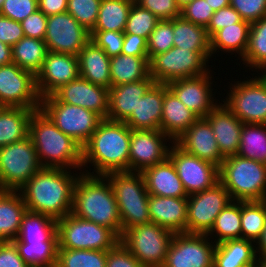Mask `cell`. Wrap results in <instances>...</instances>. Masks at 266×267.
Wrapping results in <instances>:
<instances>
[{"mask_svg":"<svg viewBox=\"0 0 266 267\" xmlns=\"http://www.w3.org/2000/svg\"><path fill=\"white\" fill-rule=\"evenodd\" d=\"M29 267H56L58 241L13 242Z\"/></svg>","mask_w":266,"mask_h":267,"instance_id":"obj_41","label":"cell"},{"mask_svg":"<svg viewBox=\"0 0 266 267\" xmlns=\"http://www.w3.org/2000/svg\"><path fill=\"white\" fill-rule=\"evenodd\" d=\"M173 19L160 20L147 40V50L149 60L157 54L171 49L173 44Z\"/></svg>","mask_w":266,"mask_h":267,"instance_id":"obj_46","label":"cell"},{"mask_svg":"<svg viewBox=\"0 0 266 267\" xmlns=\"http://www.w3.org/2000/svg\"><path fill=\"white\" fill-rule=\"evenodd\" d=\"M68 0H38V10L46 16L67 11Z\"/></svg>","mask_w":266,"mask_h":267,"instance_id":"obj_59","label":"cell"},{"mask_svg":"<svg viewBox=\"0 0 266 267\" xmlns=\"http://www.w3.org/2000/svg\"><path fill=\"white\" fill-rule=\"evenodd\" d=\"M58 248L109 251L120 238L109 228L74 216L57 220Z\"/></svg>","mask_w":266,"mask_h":267,"instance_id":"obj_9","label":"cell"},{"mask_svg":"<svg viewBox=\"0 0 266 267\" xmlns=\"http://www.w3.org/2000/svg\"><path fill=\"white\" fill-rule=\"evenodd\" d=\"M102 0H68L67 12L89 32L94 28Z\"/></svg>","mask_w":266,"mask_h":267,"instance_id":"obj_47","label":"cell"},{"mask_svg":"<svg viewBox=\"0 0 266 267\" xmlns=\"http://www.w3.org/2000/svg\"><path fill=\"white\" fill-rule=\"evenodd\" d=\"M80 77L89 82L111 88L110 58L93 41H89L79 52Z\"/></svg>","mask_w":266,"mask_h":267,"instance_id":"obj_31","label":"cell"},{"mask_svg":"<svg viewBox=\"0 0 266 267\" xmlns=\"http://www.w3.org/2000/svg\"><path fill=\"white\" fill-rule=\"evenodd\" d=\"M240 64L243 65L242 70L247 69L249 73L250 70L260 73L266 68V17L250 24L244 57L236 62V65Z\"/></svg>","mask_w":266,"mask_h":267,"instance_id":"obj_36","label":"cell"},{"mask_svg":"<svg viewBox=\"0 0 266 267\" xmlns=\"http://www.w3.org/2000/svg\"><path fill=\"white\" fill-rule=\"evenodd\" d=\"M198 118L164 84L161 131L175 142Z\"/></svg>","mask_w":266,"mask_h":267,"instance_id":"obj_28","label":"cell"},{"mask_svg":"<svg viewBox=\"0 0 266 267\" xmlns=\"http://www.w3.org/2000/svg\"><path fill=\"white\" fill-rule=\"evenodd\" d=\"M107 251L58 248L56 267H106Z\"/></svg>","mask_w":266,"mask_h":267,"instance_id":"obj_44","label":"cell"},{"mask_svg":"<svg viewBox=\"0 0 266 267\" xmlns=\"http://www.w3.org/2000/svg\"><path fill=\"white\" fill-rule=\"evenodd\" d=\"M79 76L78 56L48 51L40 72L35 76L37 93L40 98L50 96Z\"/></svg>","mask_w":266,"mask_h":267,"instance_id":"obj_20","label":"cell"},{"mask_svg":"<svg viewBox=\"0 0 266 267\" xmlns=\"http://www.w3.org/2000/svg\"><path fill=\"white\" fill-rule=\"evenodd\" d=\"M155 83L152 78L125 83L109 89V111L107 119L125 122L136 109V105L147 90Z\"/></svg>","mask_w":266,"mask_h":267,"instance_id":"obj_26","label":"cell"},{"mask_svg":"<svg viewBox=\"0 0 266 267\" xmlns=\"http://www.w3.org/2000/svg\"><path fill=\"white\" fill-rule=\"evenodd\" d=\"M212 72L211 69L201 76L177 79L167 84L178 99L199 118H205L221 101L215 97L218 92L217 88H213L217 87L213 74H217Z\"/></svg>","mask_w":266,"mask_h":267,"instance_id":"obj_17","label":"cell"},{"mask_svg":"<svg viewBox=\"0 0 266 267\" xmlns=\"http://www.w3.org/2000/svg\"><path fill=\"white\" fill-rule=\"evenodd\" d=\"M205 118L212 126L221 155L224 158L237 155L243 129L242 121L222 101Z\"/></svg>","mask_w":266,"mask_h":267,"instance_id":"obj_23","label":"cell"},{"mask_svg":"<svg viewBox=\"0 0 266 267\" xmlns=\"http://www.w3.org/2000/svg\"><path fill=\"white\" fill-rule=\"evenodd\" d=\"M25 37L44 40L46 35L47 16L37 10L21 21Z\"/></svg>","mask_w":266,"mask_h":267,"instance_id":"obj_55","label":"cell"},{"mask_svg":"<svg viewBox=\"0 0 266 267\" xmlns=\"http://www.w3.org/2000/svg\"><path fill=\"white\" fill-rule=\"evenodd\" d=\"M135 0H102L96 25L91 31L124 32L126 22Z\"/></svg>","mask_w":266,"mask_h":267,"instance_id":"obj_40","label":"cell"},{"mask_svg":"<svg viewBox=\"0 0 266 267\" xmlns=\"http://www.w3.org/2000/svg\"><path fill=\"white\" fill-rule=\"evenodd\" d=\"M47 52L44 40L24 36L12 46L13 63L36 76L43 66Z\"/></svg>","mask_w":266,"mask_h":267,"instance_id":"obj_37","label":"cell"},{"mask_svg":"<svg viewBox=\"0 0 266 267\" xmlns=\"http://www.w3.org/2000/svg\"><path fill=\"white\" fill-rule=\"evenodd\" d=\"M121 54L148 57L147 39L134 34H124Z\"/></svg>","mask_w":266,"mask_h":267,"instance_id":"obj_58","label":"cell"},{"mask_svg":"<svg viewBox=\"0 0 266 267\" xmlns=\"http://www.w3.org/2000/svg\"><path fill=\"white\" fill-rule=\"evenodd\" d=\"M259 74V75H258ZM243 79L233 81L228 85L224 105L237 116L242 123L266 124V79L260 73H250ZM242 80V81H241Z\"/></svg>","mask_w":266,"mask_h":267,"instance_id":"obj_8","label":"cell"},{"mask_svg":"<svg viewBox=\"0 0 266 267\" xmlns=\"http://www.w3.org/2000/svg\"><path fill=\"white\" fill-rule=\"evenodd\" d=\"M172 144L161 130H131L129 171L142 172L164 162Z\"/></svg>","mask_w":266,"mask_h":267,"instance_id":"obj_19","label":"cell"},{"mask_svg":"<svg viewBox=\"0 0 266 267\" xmlns=\"http://www.w3.org/2000/svg\"><path fill=\"white\" fill-rule=\"evenodd\" d=\"M25 36L21 22L0 15V41L10 46L15 45Z\"/></svg>","mask_w":266,"mask_h":267,"instance_id":"obj_56","label":"cell"},{"mask_svg":"<svg viewBox=\"0 0 266 267\" xmlns=\"http://www.w3.org/2000/svg\"><path fill=\"white\" fill-rule=\"evenodd\" d=\"M187 195L212 188L219 182V167L186 153L174 142L168 153Z\"/></svg>","mask_w":266,"mask_h":267,"instance_id":"obj_16","label":"cell"},{"mask_svg":"<svg viewBox=\"0 0 266 267\" xmlns=\"http://www.w3.org/2000/svg\"><path fill=\"white\" fill-rule=\"evenodd\" d=\"M81 173V170L42 167L18 191L28 211L58 220L72 212L73 190Z\"/></svg>","mask_w":266,"mask_h":267,"instance_id":"obj_2","label":"cell"},{"mask_svg":"<svg viewBox=\"0 0 266 267\" xmlns=\"http://www.w3.org/2000/svg\"><path fill=\"white\" fill-rule=\"evenodd\" d=\"M214 10L206 0H193L181 9V16L194 24L207 27Z\"/></svg>","mask_w":266,"mask_h":267,"instance_id":"obj_50","label":"cell"},{"mask_svg":"<svg viewBox=\"0 0 266 267\" xmlns=\"http://www.w3.org/2000/svg\"><path fill=\"white\" fill-rule=\"evenodd\" d=\"M3 3H4V0H0V11L2 10Z\"/></svg>","mask_w":266,"mask_h":267,"instance_id":"obj_66","label":"cell"},{"mask_svg":"<svg viewBox=\"0 0 266 267\" xmlns=\"http://www.w3.org/2000/svg\"><path fill=\"white\" fill-rule=\"evenodd\" d=\"M35 111L23 107H0V147L29 137V122Z\"/></svg>","mask_w":266,"mask_h":267,"instance_id":"obj_33","label":"cell"},{"mask_svg":"<svg viewBox=\"0 0 266 267\" xmlns=\"http://www.w3.org/2000/svg\"><path fill=\"white\" fill-rule=\"evenodd\" d=\"M259 267H266V261H260Z\"/></svg>","mask_w":266,"mask_h":267,"instance_id":"obj_64","label":"cell"},{"mask_svg":"<svg viewBox=\"0 0 266 267\" xmlns=\"http://www.w3.org/2000/svg\"><path fill=\"white\" fill-rule=\"evenodd\" d=\"M249 30L250 23L242 20L239 23L226 26L216 31L210 37L211 58L218 61L219 59L216 58L217 53V57L219 54L223 56V54L225 55L228 53V56L232 54H235V57L238 56L235 61L241 60L247 48Z\"/></svg>","mask_w":266,"mask_h":267,"instance_id":"obj_30","label":"cell"},{"mask_svg":"<svg viewBox=\"0 0 266 267\" xmlns=\"http://www.w3.org/2000/svg\"><path fill=\"white\" fill-rule=\"evenodd\" d=\"M219 182L229 192L232 201L266 200V165L233 155L219 167Z\"/></svg>","mask_w":266,"mask_h":267,"instance_id":"obj_5","label":"cell"},{"mask_svg":"<svg viewBox=\"0 0 266 267\" xmlns=\"http://www.w3.org/2000/svg\"><path fill=\"white\" fill-rule=\"evenodd\" d=\"M74 216L111 229L119 238L122 225L112 186L105 176L81 173L73 190Z\"/></svg>","mask_w":266,"mask_h":267,"instance_id":"obj_3","label":"cell"},{"mask_svg":"<svg viewBox=\"0 0 266 267\" xmlns=\"http://www.w3.org/2000/svg\"><path fill=\"white\" fill-rule=\"evenodd\" d=\"M52 95L60 102L91 110L103 119L108 117L109 89L80 76L58 88Z\"/></svg>","mask_w":266,"mask_h":267,"instance_id":"obj_21","label":"cell"},{"mask_svg":"<svg viewBox=\"0 0 266 267\" xmlns=\"http://www.w3.org/2000/svg\"><path fill=\"white\" fill-rule=\"evenodd\" d=\"M193 0H176V3L178 5V7L180 9H182L183 7H185L187 4H189L190 2H192Z\"/></svg>","mask_w":266,"mask_h":267,"instance_id":"obj_63","label":"cell"},{"mask_svg":"<svg viewBox=\"0 0 266 267\" xmlns=\"http://www.w3.org/2000/svg\"><path fill=\"white\" fill-rule=\"evenodd\" d=\"M255 245L259 261H266V226Z\"/></svg>","mask_w":266,"mask_h":267,"instance_id":"obj_61","label":"cell"},{"mask_svg":"<svg viewBox=\"0 0 266 267\" xmlns=\"http://www.w3.org/2000/svg\"><path fill=\"white\" fill-rule=\"evenodd\" d=\"M174 233L154 222L127 229L120 241L143 267H163Z\"/></svg>","mask_w":266,"mask_h":267,"instance_id":"obj_10","label":"cell"},{"mask_svg":"<svg viewBox=\"0 0 266 267\" xmlns=\"http://www.w3.org/2000/svg\"><path fill=\"white\" fill-rule=\"evenodd\" d=\"M38 10V0H4L0 15L21 22Z\"/></svg>","mask_w":266,"mask_h":267,"instance_id":"obj_49","label":"cell"},{"mask_svg":"<svg viewBox=\"0 0 266 267\" xmlns=\"http://www.w3.org/2000/svg\"><path fill=\"white\" fill-rule=\"evenodd\" d=\"M148 209L151 222L176 233H186L187 198L150 195Z\"/></svg>","mask_w":266,"mask_h":267,"instance_id":"obj_24","label":"cell"},{"mask_svg":"<svg viewBox=\"0 0 266 267\" xmlns=\"http://www.w3.org/2000/svg\"><path fill=\"white\" fill-rule=\"evenodd\" d=\"M159 21L157 16L134 1L131 5L124 34H134L148 40Z\"/></svg>","mask_w":266,"mask_h":267,"instance_id":"obj_45","label":"cell"},{"mask_svg":"<svg viewBox=\"0 0 266 267\" xmlns=\"http://www.w3.org/2000/svg\"><path fill=\"white\" fill-rule=\"evenodd\" d=\"M237 155L266 165V124L243 123Z\"/></svg>","mask_w":266,"mask_h":267,"instance_id":"obj_42","label":"cell"},{"mask_svg":"<svg viewBox=\"0 0 266 267\" xmlns=\"http://www.w3.org/2000/svg\"><path fill=\"white\" fill-rule=\"evenodd\" d=\"M215 246L206 234L176 233L163 267H213Z\"/></svg>","mask_w":266,"mask_h":267,"instance_id":"obj_15","label":"cell"},{"mask_svg":"<svg viewBox=\"0 0 266 267\" xmlns=\"http://www.w3.org/2000/svg\"><path fill=\"white\" fill-rule=\"evenodd\" d=\"M27 207L19 191L0 190V242L18 237Z\"/></svg>","mask_w":266,"mask_h":267,"instance_id":"obj_32","label":"cell"},{"mask_svg":"<svg viewBox=\"0 0 266 267\" xmlns=\"http://www.w3.org/2000/svg\"><path fill=\"white\" fill-rule=\"evenodd\" d=\"M90 40L108 55L109 58L122 52L124 32L118 31H90Z\"/></svg>","mask_w":266,"mask_h":267,"instance_id":"obj_48","label":"cell"},{"mask_svg":"<svg viewBox=\"0 0 266 267\" xmlns=\"http://www.w3.org/2000/svg\"><path fill=\"white\" fill-rule=\"evenodd\" d=\"M231 201L229 192L220 182L210 189L188 195L186 233L207 234L218 214Z\"/></svg>","mask_w":266,"mask_h":267,"instance_id":"obj_13","label":"cell"},{"mask_svg":"<svg viewBox=\"0 0 266 267\" xmlns=\"http://www.w3.org/2000/svg\"><path fill=\"white\" fill-rule=\"evenodd\" d=\"M215 244L241 238V201H231L216 217L206 234Z\"/></svg>","mask_w":266,"mask_h":267,"instance_id":"obj_39","label":"cell"},{"mask_svg":"<svg viewBox=\"0 0 266 267\" xmlns=\"http://www.w3.org/2000/svg\"><path fill=\"white\" fill-rule=\"evenodd\" d=\"M90 41V32L67 11L47 16L44 42L48 51L78 56Z\"/></svg>","mask_w":266,"mask_h":267,"instance_id":"obj_18","label":"cell"},{"mask_svg":"<svg viewBox=\"0 0 266 267\" xmlns=\"http://www.w3.org/2000/svg\"><path fill=\"white\" fill-rule=\"evenodd\" d=\"M131 130L125 122L103 119L82 146V173L105 176L129 171Z\"/></svg>","mask_w":266,"mask_h":267,"instance_id":"obj_1","label":"cell"},{"mask_svg":"<svg viewBox=\"0 0 266 267\" xmlns=\"http://www.w3.org/2000/svg\"><path fill=\"white\" fill-rule=\"evenodd\" d=\"M29 137L42 167L82 171V146L59 130L41 109L31 117Z\"/></svg>","mask_w":266,"mask_h":267,"instance_id":"obj_4","label":"cell"},{"mask_svg":"<svg viewBox=\"0 0 266 267\" xmlns=\"http://www.w3.org/2000/svg\"><path fill=\"white\" fill-rule=\"evenodd\" d=\"M208 63H213L211 51H191L173 46L149 60V74L155 83L168 84L208 73L213 67Z\"/></svg>","mask_w":266,"mask_h":267,"instance_id":"obj_7","label":"cell"},{"mask_svg":"<svg viewBox=\"0 0 266 267\" xmlns=\"http://www.w3.org/2000/svg\"><path fill=\"white\" fill-rule=\"evenodd\" d=\"M206 2L212 7L214 12L230 6V0H206Z\"/></svg>","mask_w":266,"mask_h":267,"instance_id":"obj_62","label":"cell"},{"mask_svg":"<svg viewBox=\"0 0 266 267\" xmlns=\"http://www.w3.org/2000/svg\"><path fill=\"white\" fill-rule=\"evenodd\" d=\"M13 62L12 46L0 41V66Z\"/></svg>","mask_w":266,"mask_h":267,"instance_id":"obj_60","label":"cell"},{"mask_svg":"<svg viewBox=\"0 0 266 267\" xmlns=\"http://www.w3.org/2000/svg\"><path fill=\"white\" fill-rule=\"evenodd\" d=\"M110 182L122 225V234L133 226L151 222L148 209L149 193L141 172L120 171L105 175Z\"/></svg>","mask_w":266,"mask_h":267,"instance_id":"obj_6","label":"cell"},{"mask_svg":"<svg viewBox=\"0 0 266 267\" xmlns=\"http://www.w3.org/2000/svg\"><path fill=\"white\" fill-rule=\"evenodd\" d=\"M266 226V200L241 201V238L257 242Z\"/></svg>","mask_w":266,"mask_h":267,"instance_id":"obj_43","label":"cell"},{"mask_svg":"<svg viewBox=\"0 0 266 267\" xmlns=\"http://www.w3.org/2000/svg\"><path fill=\"white\" fill-rule=\"evenodd\" d=\"M164 84L154 83L140 97L136 109L125 123L132 130H161Z\"/></svg>","mask_w":266,"mask_h":267,"instance_id":"obj_25","label":"cell"},{"mask_svg":"<svg viewBox=\"0 0 266 267\" xmlns=\"http://www.w3.org/2000/svg\"><path fill=\"white\" fill-rule=\"evenodd\" d=\"M255 242L229 239L216 244L213 267H259Z\"/></svg>","mask_w":266,"mask_h":267,"instance_id":"obj_29","label":"cell"},{"mask_svg":"<svg viewBox=\"0 0 266 267\" xmlns=\"http://www.w3.org/2000/svg\"><path fill=\"white\" fill-rule=\"evenodd\" d=\"M141 173L150 195L176 198L188 197L176 168L169 158L162 163L144 169Z\"/></svg>","mask_w":266,"mask_h":267,"instance_id":"obj_27","label":"cell"},{"mask_svg":"<svg viewBox=\"0 0 266 267\" xmlns=\"http://www.w3.org/2000/svg\"><path fill=\"white\" fill-rule=\"evenodd\" d=\"M111 87L151 78L149 58L119 54L110 58Z\"/></svg>","mask_w":266,"mask_h":267,"instance_id":"obj_34","label":"cell"},{"mask_svg":"<svg viewBox=\"0 0 266 267\" xmlns=\"http://www.w3.org/2000/svg\"><path fill=\"white\" fill-rule=\"evenodd\" d=\"M173 36L176 47L191 51H211L206 28L185 20L182 16L173 19Z\"/></svg>","mask_w":266,"mask_h":267,"instance_id":"obj_38","label":"cell"},{"mask_svg":"<svg viewBox=\"0 0 266 267\" xmlns=\"http://www.w3.org/2000/svg\"><path fill=\"white\" fill-rule=\"evenodd\" d=\"M144 9L149 10L160 20H172L181 16L176 0H135Z\"/></svg>","mask_w":266,"mask_h":267,"instance_id":"obj_52","label":"cell"},{"mask_svg":"<svg viewBox=\"0 0 266 267\" xmlns=\"http://www.w3.org/2000/svg\"><path fill=\"white\" fill-rule=\"evenodd\" d=\"M0 267H29L12 241L0 242Z\"/></svg>","mask_w":266,"mask_h":267,"instance_id":"obj_57","label":"cell"},{"mask_svg":"<svg viewBox=\"0 0 266 267\" xmlns=\"http://www.w3.org/2000/svg\"><path fill=\"white\" fill-rule=\"evenodd\" d=\"M36 77L15 63L0 66V107L40 109Z\"/></svg>","mask_w":266,"mask_h":267,"instance_id":"obj_14","label":"cell"},{"mask_svg":"<svg viewBox=\"0 0 266 267\" xmlns=\"http://www.w3.org/2000/svg\"><path fill=\"white\" fill-rule=\"evenodd\" d=\"M106 267H143L133 254L119 241L107 251Z\"/></svg>","mask_w":266,"mask_h":267,"instance_id":"obj_53","label":"cell"},{"mask_svg":"<svg viewBox=\"0 0 266 267\" xmlns=\"http://www.w3.org/2000/svg\"><path fill=\"white\" fill-rule=\"evenodd\" d=\"M260 74L266 79V68Z\"/></svg>","mask_w":266,"mask_h":267,"instance_id":"obj_65","label":"cell"},{"mask_svg":"<svg viewBox=\"0 0 266 267\" xmlns=\"http://www.w3.org/2000/svg\"><path fill=\"white\" fill-rule=\"evenodd\" d=\"M40 109L65 135L83 146L92 136L103 118L81 106L66 104L53 95L41 98Z\"/></svg>","mask_w":266,"mask_h":267,"instance_id":"obj_12","label":"cell"},{"mask_svg":"<svg viewBox=\"0 0 266 267\" xmlns=\"http://www.w3.org/2000/svg\"><path fill=\"white\" fill-rule=\"evenodd\" d=\"M41 168L30 137L0 147V190L18 191Z\"/></svg>","mask_w":266,"mask_h":267,"instance_id":"obj_11","label":"cell"},{"mask_svg":"<svg viewBox=\"0 0 266 267\" xmlns=\"http://www.w3.org/2000/svg\"><path fill=\"white\" fill-rule=\"evenodd\" d=\"M230 6L250 24L266 17V0H230Z\"/></svg>","mask_w":266,"mask_h":267,"instance_id":"obj_51","label":"cell"},{"mask_svg":"<svg viewBox=\"0 0 266 267\" xmlns=\"http://www.w3.org/2000/svg\"><path fill=\"white\" fill-rule=\"evenodd\" d=\"M174 143L186 153L218 167L225 159L218 148L212 126L206 118H198Z\"/></svg>","mask_w":266,"mask_h":267,"instance_id":"obj_22","label":"cell"},{"mask_svg":"<svg viewBox=\"0 0 266 267\" xmlns=\"http://www.w3.org/2000/svg\"><path fill=\"white\" fill-rule=\"evenodd\" d=\"M242 21L240 14L232 7L228 6L215 11L206 27L207 34L211 37L216 31Z\"/></svg>","mask_w":266,"mask_h":267,"instance_id":"obj_54","label":"cell"},{"mask_svg":"<svg viewBox=\"0 0 266 267\" xmlns=\"http://www.w3.org/2000/svg\"><path fill=\"white\" fill-rule=\"evenodd\" d=\"M58 241L57 220L46 214H24L18 237L12 242Z\"/></svg>","mask_w":266,"mask_h":267,"instance_id":"obj_35","label":"cell"}]
</instances>
